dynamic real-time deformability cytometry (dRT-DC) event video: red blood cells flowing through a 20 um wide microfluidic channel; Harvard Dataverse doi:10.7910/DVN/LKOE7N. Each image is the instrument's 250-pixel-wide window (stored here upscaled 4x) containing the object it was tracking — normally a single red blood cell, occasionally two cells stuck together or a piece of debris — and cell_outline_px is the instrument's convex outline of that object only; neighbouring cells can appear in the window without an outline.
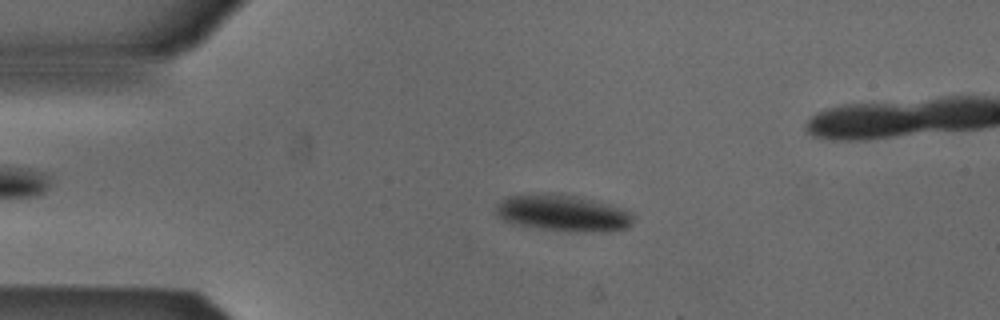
{"species": "Egyptian fruit bat (a non-hibernating species)", "species_latin": "Rousettus aegyptiacus", "temperature_condition": "cold", "stored_images_in_passage": 53, "camera_frame_rate_fps": 3000, "um_per_image_px": 0.085, "animal": {"sex": "male"}, "frame": {"image": 1, "passage_image": 11, "time_ms": 3.333, "image_size_px": [1000, 320], "cell_outline_px": [[632, 224], [624, 228], [608, 232], [576, 232], [540, 228], [512, 224], [496, 216], [496, 204], [504, 196], [548, 192], [576, 196], [624, 208], [632, 212]], "centroid_in_image_um": [47.81, 18.1], "position_along_channel_um": 37.2, "area_um2": 29.59}}
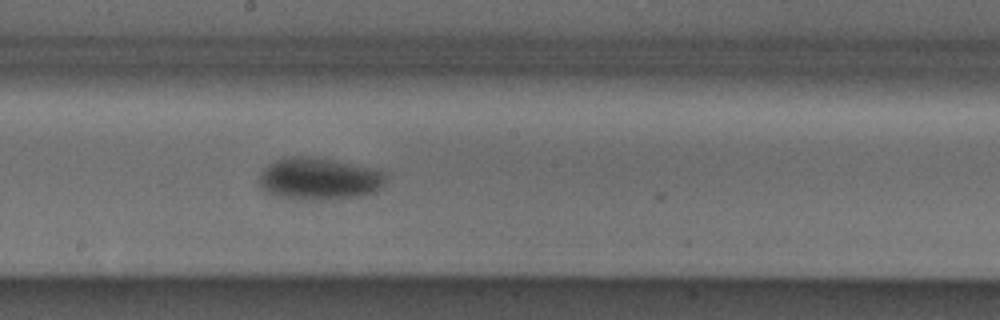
{"frame": {"image": 2, "passage_image": 28, "time_ms": 9.0, "image_size_px": [1000, 320], "cell_outline_px": [[388, 180], [376, 192], [360, 196], [324, 200], [312, 200], [276, 196], [260, 188], [256, 184], [256, 180], [260, 172], [268, 164], [276, 160], [292, 156], [312, 156], [388, 172]], "centroid_in_image_um": [27.1, 15.2], "position_along_channel_um": 221.1, "area_um2": 31.44}}
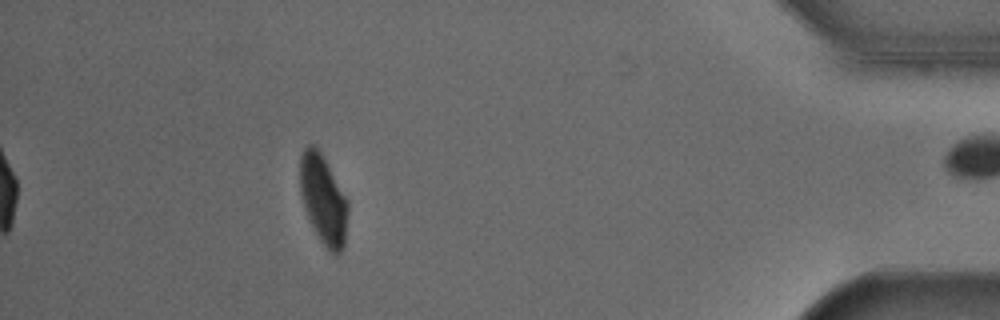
{"frame": {"image": 3, "passage_image": 47, "time_ms": 15.333, "image_size_px": [1000, 320], "cell_outline_px": [[348, 212], [344, 244], [340, 252], [336, 256], [320, 240], [308, 220], [300, 196], [300, 156], [304, 148], [308, 144], [312, 144], [320, 152], [348, 200]], "centroid_in_image_um": [27.46, 16.96], "position_along_channel_um": 407.7, "area_um2": 24.8}, "authors_computed_cell_mechanics": {"area_um2": 28.9, "velocity_mm_per_s": 3.8373, "shape_relaxation_time_tau1_ms": 3.6776, "shape_relaxation_time_tau2_ms": null, "deformation_change_tau1": 0.1073, "deformation_change_tau2": null}}